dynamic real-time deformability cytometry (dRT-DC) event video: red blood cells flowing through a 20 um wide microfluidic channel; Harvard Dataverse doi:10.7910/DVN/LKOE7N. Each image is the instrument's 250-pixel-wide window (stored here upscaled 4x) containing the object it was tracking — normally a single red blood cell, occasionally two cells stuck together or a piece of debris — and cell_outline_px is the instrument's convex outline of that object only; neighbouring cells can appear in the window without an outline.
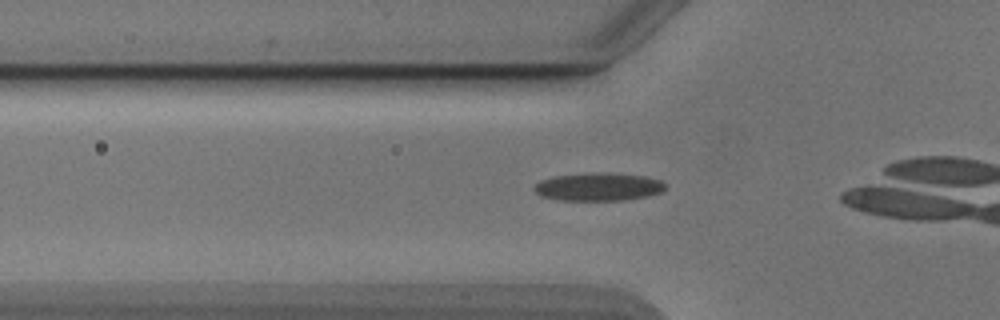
{"species": "Egyptian fruit bat (a non-hibernating species)", "species_latin": "Rousettus aegyptiacus", "temperature_condition": "cold", "stored_images_in_passage": 27, "camera_frame_rate_fps": 3000, "um_per_image_px": 0.085, "animal": {"sex": "male"}, "frame": {"image": 1, "passage_image": 3, "time_ms": 0.667, "image_size_px": [1000, 320], "cell_outline_px": [[664, 188], [660, 192], [648, 196], [624, 200], [560, 200], [540, 196], [536, 192], [536, 184], [540, 180], [556, 176], [596, 172], [604, 172], [644, 176], [660, 180], [664, 184]], "centroid_in_image_um": [50.86, 15.88], "position_along_channel_um": 74.9, "area_um2": 21.15}}
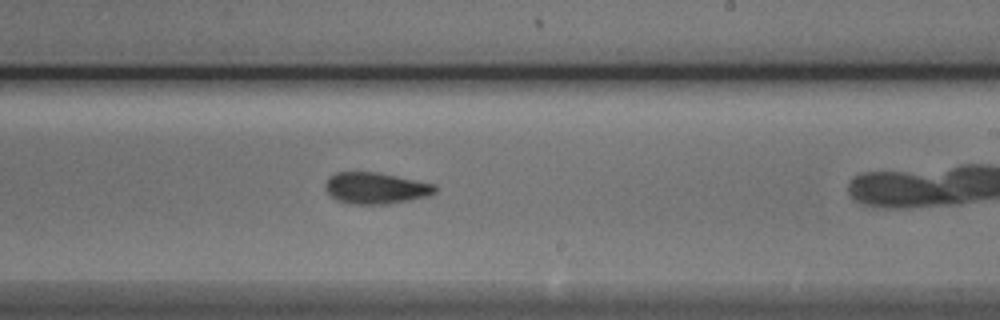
{"frame": {"image": 2, "passage_image": 17, "time_ms": 5.333, "image_size_px": [1000, 320], "cell_outline_px": [[436, 192], [428, 196], [388, 204], [352, 204], [336, 200], [328, 192], [324, 184], [328, 176], [336, 172], [376, 172], [436, 184]], "centroid_in_image_um": [31.92, 15.99], "position_along_channel_um": 257.1, "area_um2": 20.06}}
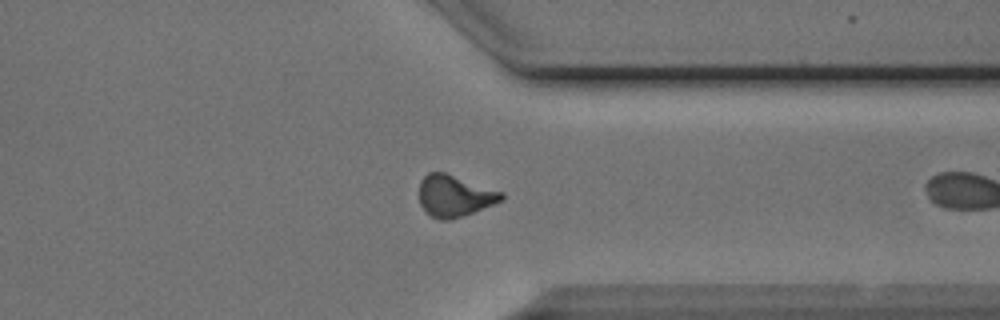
{"frame": {"image": 3, "passage_image": 26, "time_ms": 8.333, "image_size_px": [1000, 320], "cell_outline_px": [[504, 196], [500, 200], [492, 204], [464, 216], [448, 220], [440, 220], [432, 216], [420, 204], [420, 180], [428, 172], [444, 172], [504, 192]], "centroid_in_image_um": [38.62, 16.64], "position_along_channel_um": 372.8, "area_um2": 19.65}}